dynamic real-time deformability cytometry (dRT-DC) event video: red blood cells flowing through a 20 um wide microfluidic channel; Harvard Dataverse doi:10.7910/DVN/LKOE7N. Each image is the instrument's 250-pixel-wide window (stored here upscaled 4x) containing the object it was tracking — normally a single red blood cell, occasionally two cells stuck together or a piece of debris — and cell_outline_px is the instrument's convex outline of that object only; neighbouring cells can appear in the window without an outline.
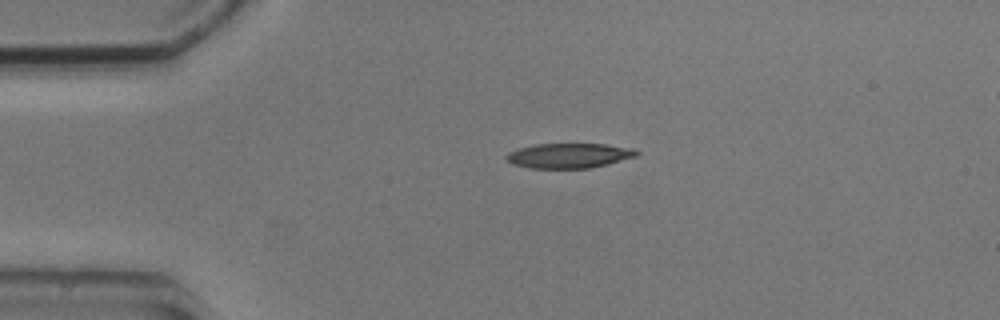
{"species": "common noctule bat (a hibernating species)", "species_latin": "Nyctalus noctula", "temperature_condition": "cold", "stored_images_in_passage": 2, "camera_frame_rate_fps": 3000, "um_per_image_px": 0.085, "animal": {"sex": "male", "body_mass_g": 20.5, "forearm_length_mm": 52.5}, "frame": {"image": 1, "passage_image": 1, "time_ms": 0.0, "image_size_px": [1000, 320], "cell_outline_px": [[640, 152], [636, 156], [608, 164], [588, 168], [532, 168], [512, 164], [504, 160], [504, 156], [508, 152], [520, 148], [536, 144], [604, 144], [636, 148]], "centroid_in_image_um": [48.36, 13.22], "position_along_channel_um": 36.6, "area_um2": 18.96}}